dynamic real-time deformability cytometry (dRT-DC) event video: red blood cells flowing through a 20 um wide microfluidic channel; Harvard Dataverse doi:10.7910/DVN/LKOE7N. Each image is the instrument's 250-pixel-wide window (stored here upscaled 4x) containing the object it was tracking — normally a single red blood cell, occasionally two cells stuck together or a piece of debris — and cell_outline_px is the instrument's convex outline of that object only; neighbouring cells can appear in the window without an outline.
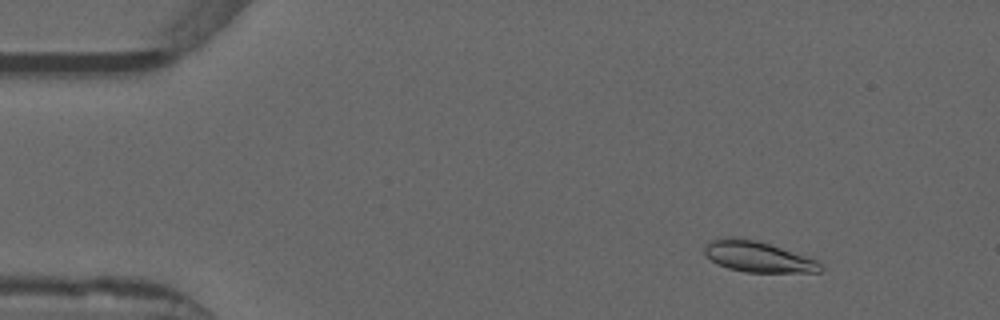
{"species": "common noctule bat (a hibernating species)", "species_latin": "Nyctalus noctula", "temperature_condition": "warm", "stored_images_in_passage": 49, "camera_frame_rate_fps": 3000, "um_per_image_px": 0.085, "animal": {"sex": "male", "forearm_length_mm": 52.5}, "frame": {"image": 1, "passage_image": 3, "time_ms": 0.667, "image_size_px": [1000, 320], "cell_outline_px": [[824, 268], [820, 272], [744, 272], [728, 268], [716, 264], [704, 252], [704, 244], [712, 240], [736, 236], [756, 240], [808, 256], [816, 260]], "centroid_in_image_um": [64.42, 21.82], "position_along_channel_um": 20.6, "area_um2": 20.81}}
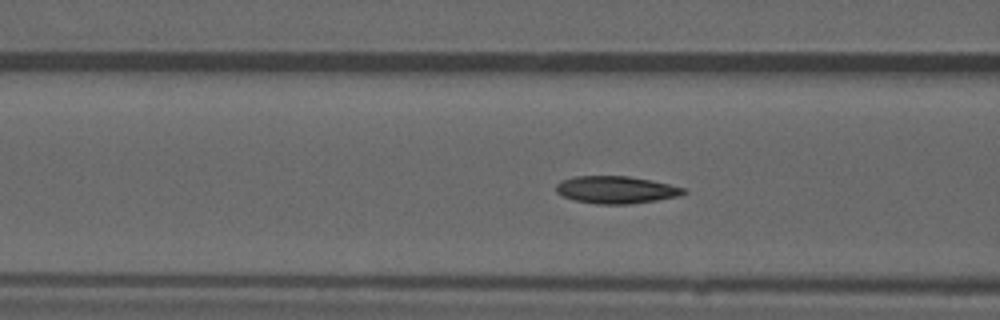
{"frame": {"image": 2, "passage_image": 17, "time_ms": 5.333, "image_size_px": [1000, 320], "cell_outline_px": [[688, 192], [680, 196], [656, 200], [628, 204], [596, 204], [576, 200], [564, 196], [556, 192], [556, 184], [572, 176], [628, 176], [652, 180], [684, 188]], "centroid_in_image_um": [52.38, 16.13], "position_along_channel_um": 114.2, "area_um2": 20.23}}
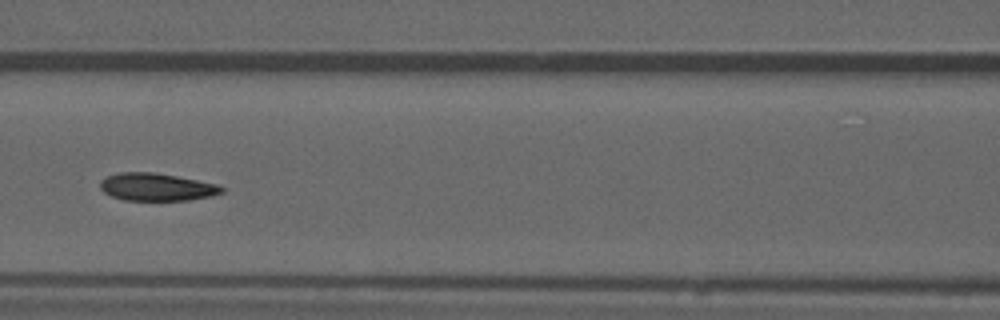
{"frame": {"image": 3, "passage_image": 20, "time_ms": 6.333, "image_size_px": [1000, 320], "cell_outline_px": [[224, 192], [212, 196], [188, 200], [124, 200], [112, 196], [104, 192], [100, 188], [100, 180], [108, 176], [120, 172], [152, 172], [176, 176], [216, 184], [224, 188]], "centroid_in_image_um": [13.3, 15.9], "position_along_channel_um": 153.3, "area_um2": 19.42}, "authors_computed_cell_mechanics": {"area_um2": 20.1144, "velocity_mm_per_s": 3.8772, "shape_relaxation_time_tau1_ms": 6.5561, "shape_relaxation_time_tau2_ms": 3.3799, "deformation_change_tau1": 0.1967, "deformation_change_tau2": 0.0904}}